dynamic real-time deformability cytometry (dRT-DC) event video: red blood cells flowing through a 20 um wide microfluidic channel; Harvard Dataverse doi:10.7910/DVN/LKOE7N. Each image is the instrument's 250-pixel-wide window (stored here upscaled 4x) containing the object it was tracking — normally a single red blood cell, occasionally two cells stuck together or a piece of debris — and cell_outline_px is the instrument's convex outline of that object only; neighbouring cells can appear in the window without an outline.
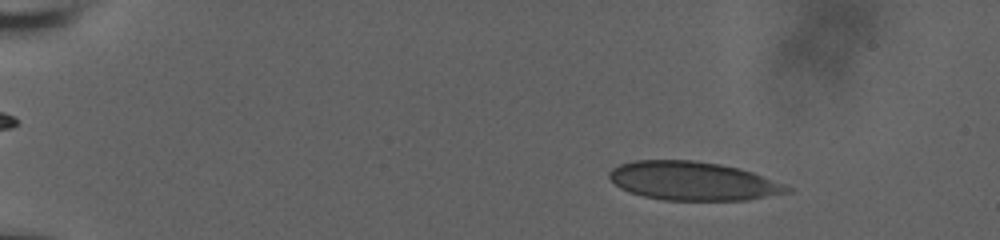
{"species": "human", "species_latin": "Homo sapiens", "temperature_condition": "room temperature", "stored_images_in_passage": 7, "camera_frame_rate_fps": 3000, "um_per_image_px": 0.085, "donor": {"sex": "male"}, "frame": {"image": 1, "passage_image": 3, "time_ms": 2.0, "image_size_px": [1000, 240], "cell_outline_px": [[792, 192], [748, 200], [664, 200], [644, 196], [620, 188], [608, 176], [608, 172], [612, 168], [620, 164], [632, 160], [692, 160], [720, 164], [740, 168], [752, 172], [784, 184], [792, 188]], "centroid_in_image_um": [58.91, 15.38], "position_along_channel_um": 26.1, "area_um2": 40.06}}
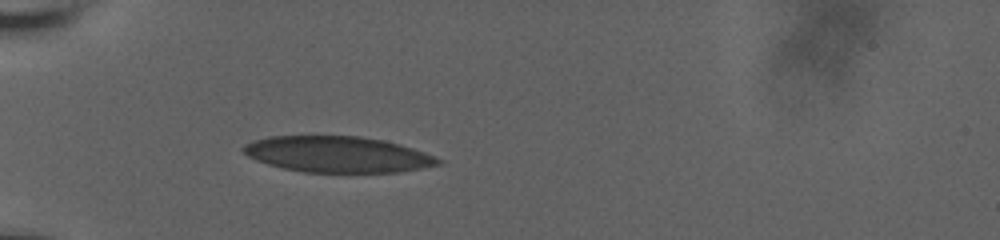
{"frame": {"image": 2, "passage_image": 7, "time_ms": 5.333, "image_size_px": [1000, 240], "cell_outline_px": [[444, 164], [400, 172], [304, 172], [284, 168], [268, 164], [256, 160], [248, 156], [240, 148], [244, 144], [252, 140], [268, 136], [360, 136], [400, 144], [424, 152], [444, 160]], "centroid_in_image_um": [28.7, 13.12], "position_along_channel_um": 56.3, "area_um2": 40.98}}